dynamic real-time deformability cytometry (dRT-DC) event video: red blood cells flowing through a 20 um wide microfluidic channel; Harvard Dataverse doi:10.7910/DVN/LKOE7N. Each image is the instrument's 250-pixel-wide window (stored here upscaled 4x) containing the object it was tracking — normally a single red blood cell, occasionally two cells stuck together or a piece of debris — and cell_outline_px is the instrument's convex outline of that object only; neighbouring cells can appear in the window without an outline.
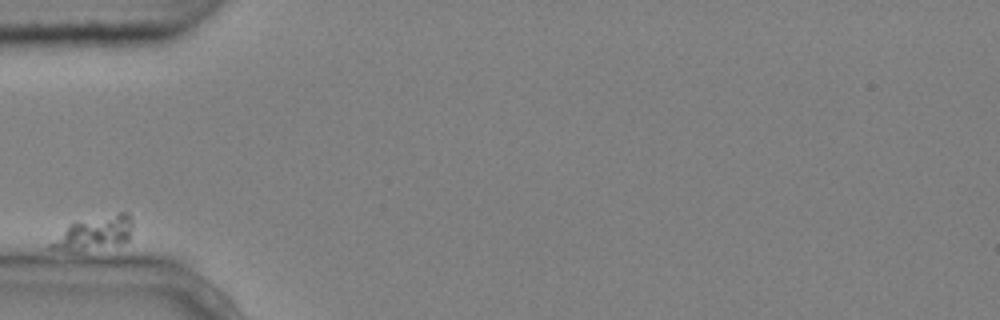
{"species": "common noctule bat (a hibernating species)", "species_latin": "Nyctalus noctula", "temperature_condition": "cold", "stored_images_in_passage": 3, "camera_frame_rate_fps": 3000, "um_per_image_px": 0.085, "animal": {"sex": "male", "body_mass_g": 20.4}, "frame": {"image": 1, "passage_image": 1, "time_ms": 0.0, "image_size_px": [1000, 320], "cell_outline_px": [[132, 228], [128, 240], [116, 244], [76, 252], [68, 252], [48, 248], [48, 244], [68, 224], [76, 220], [120, 212], [128, 212], [132, 220]], "centroid_in_image_um": [7.95, 19.8], "position_along_channel_um": 77.0, "area_um2": 16.3}}
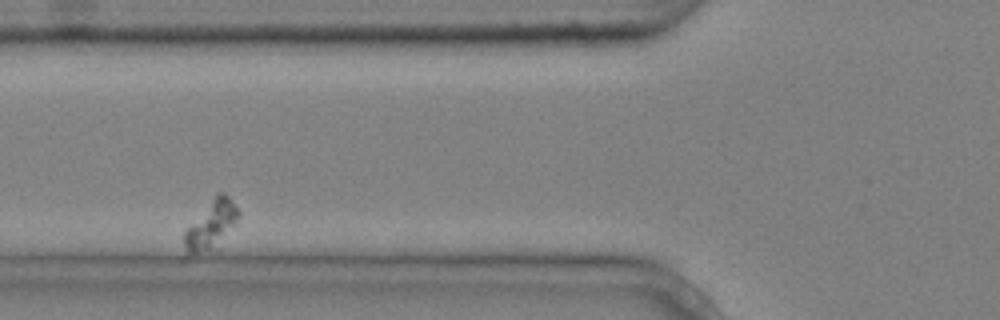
{"frame": {"image": 2, "passage_image": 2, "time_ms": 0.333, "image_size_px": [1000, 320], "cell_outline_px": [[240, 216], [236, 224], [208, 248], [184, 260], [180, 260], [184, 232], [216, 192], [224, 192], [228, 196], [240, 212]], "centroid_in_image_um": [17.83, 19.13], "position_along_channel_um": 108.0, "area_um2": 15.14}}